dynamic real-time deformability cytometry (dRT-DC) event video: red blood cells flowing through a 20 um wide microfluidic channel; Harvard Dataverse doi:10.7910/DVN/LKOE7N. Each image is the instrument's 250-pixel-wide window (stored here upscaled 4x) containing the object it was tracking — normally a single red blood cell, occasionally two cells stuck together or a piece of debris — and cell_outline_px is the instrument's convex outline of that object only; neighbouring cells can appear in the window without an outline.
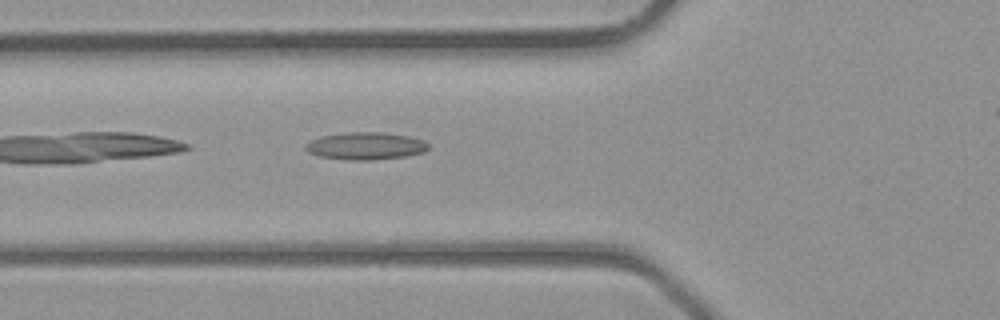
{"species": "common noctule bat (a hibernating species)", "species_latin": "Nyctalus noctula", "temperature_condition": "room temperature", "stored_images_in_passage": 24, "camera_frame_rate_fps": 3000, "um_per_image_px": 0.085, "animal": {"sex": "male", "body_mass_g": 23.1, "forearm_length_mm": 52.7}, "frame": {"image": 1, "passage_image": 3, "time_ms": 0.667, "image_size_px": [1000, 320], "cell_outline_px": [[428, 148], [424, 152], [404, 156], [372, 160], [348, 160], [320, 156], [308, 152], [304, 148], [304, 144], [308, 140], [320, 136], [348, 132], [380, 132], [408, 136], [424, 140], [428, 144]], "centroid_in_image_um": [31.03, 12.4], "position_along_channel_um": 94.8, "area_um2": 19.65}}
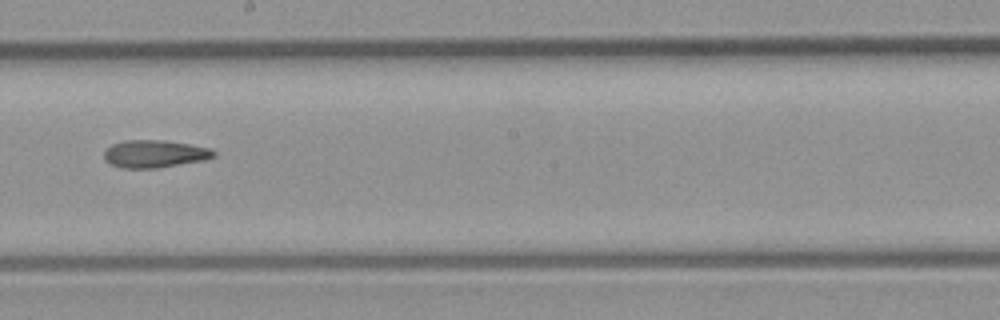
{"frame": {"image": 2, "passage_image": 11, "time_ms": 3.333, "image_size_px": [1000, 320], "cell_outline_px": [[216, 156], [204, 160], [156, 168], [120, 168], [104, 160], [104, 152], [112, 144], [124, 140], [164, 140], [188, 144], [208, 148], [216, 152]], "centroid_in_image_um": [13.12, 13.08], "position_along_channel_um": 235.1, "area_um2": 17.51}}
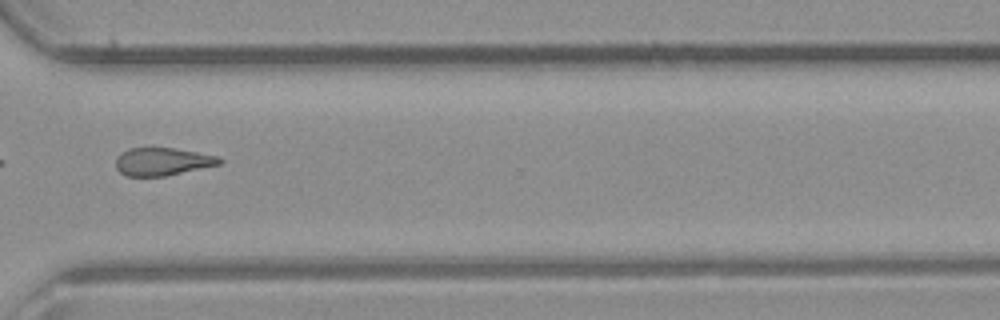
{"frame": {"image": 3, "passage_image": 18, "time_ms": 5.667, "image_size_px": [1000, 320], "cell_outline_px": [[224, 160], [220, 164], [164, 176], [124, 176], [116, 168], [116, 156], [120, 152], [128, 148], [172, 148], [220, 156]], "centroid_in_image_um": [13.78, 13.73], "position_along_channel_um": 356.8, "area_um2": 16.82}}